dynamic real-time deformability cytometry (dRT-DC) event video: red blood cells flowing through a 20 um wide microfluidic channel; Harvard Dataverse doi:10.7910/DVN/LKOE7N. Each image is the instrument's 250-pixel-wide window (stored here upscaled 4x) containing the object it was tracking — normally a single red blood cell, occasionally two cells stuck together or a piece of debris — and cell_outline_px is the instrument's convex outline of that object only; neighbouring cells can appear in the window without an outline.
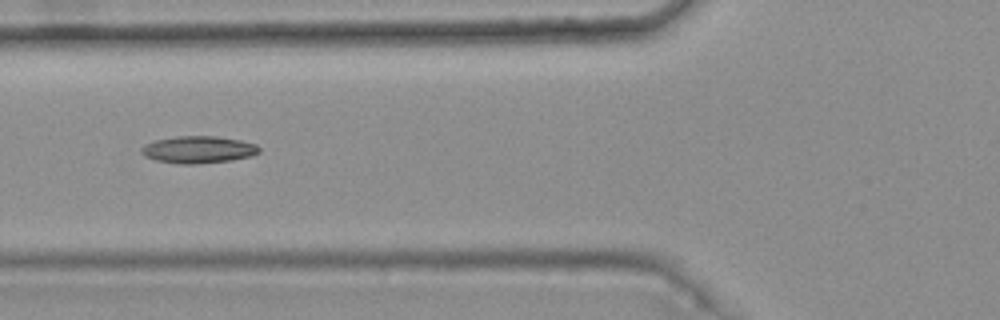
{"species": "common noctule bat (a hibernating species)", "species_latin": "Nyctalus noctula", "temperature_condition": "warm", "stored_images_in_passage": 8, "camera_frame_rate_fps": 3000, "um_per_image_px": 0.085, "animal": {"sex": "female", "body_mass_g": 25.1}, "frame": {"image": 1, "passage_image": 6, "time_ms": 1.667, "image_size_px": [1000, 320], "cell_outline_px": [[260, 152], [252, 156], [232, 160], [196, 164], [180, 164], [156, 160], [144, 156], [140, 152], [140, 148], [144, 144], [156, 140], [176, 136], [216, 136], [240, 140], [256, 144], [260, 148]], "centroid_in_image_um": [16.85, 12.72], "position_along_channel_um": 108.9, "area_um2": 18.73}}
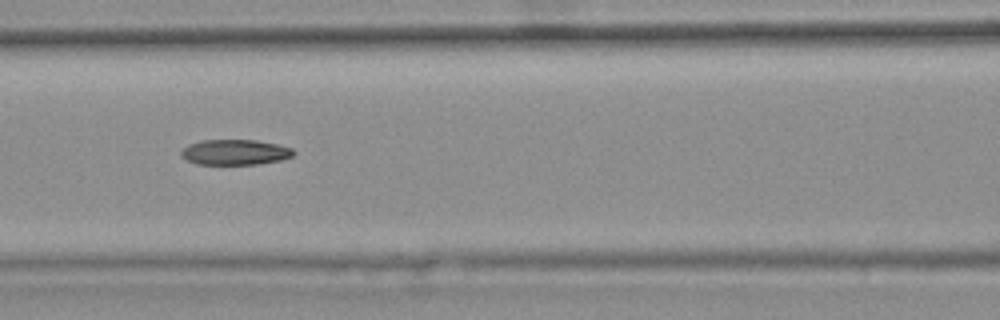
{"frame": {"image": 2, "passage_image": 7, "time_ms": 2.0, "image_size_px": [1000, 320], "cell_outline_px": [[296, 152], [292, 156], [280, 160], [256, 164], [196, 164], [180, 156], [180, 152], [188, 144], [200, 140], [256, 140], [276, 144], [292, 148]], "centroid_in_image_um": [19.96, 12.93], "position_along_channel_um": 146.6, "area_um2": 16.59}}
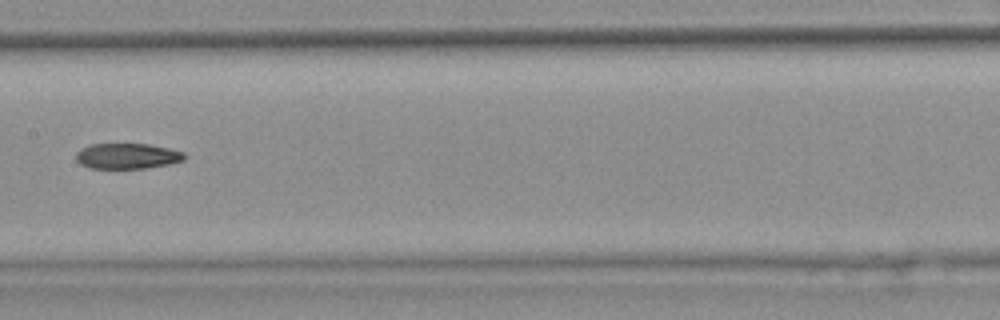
{"frame": {"image": 3, "passage_image": 8, "time_ms": 2.333, "image_size_px": [1000, 320], "cell_outline_px": [[184, 160], [168, 164], [144, 168], [88, 168], [80, 164], [76, 160], [76, 152], [80, 148], [88, 144], [148, 144], [168, 148], [184, 152]], "centroid_in_image_um": [10.76, 13.26], "position_along_channel_um": 196.6, "area_um2": 16.13}}